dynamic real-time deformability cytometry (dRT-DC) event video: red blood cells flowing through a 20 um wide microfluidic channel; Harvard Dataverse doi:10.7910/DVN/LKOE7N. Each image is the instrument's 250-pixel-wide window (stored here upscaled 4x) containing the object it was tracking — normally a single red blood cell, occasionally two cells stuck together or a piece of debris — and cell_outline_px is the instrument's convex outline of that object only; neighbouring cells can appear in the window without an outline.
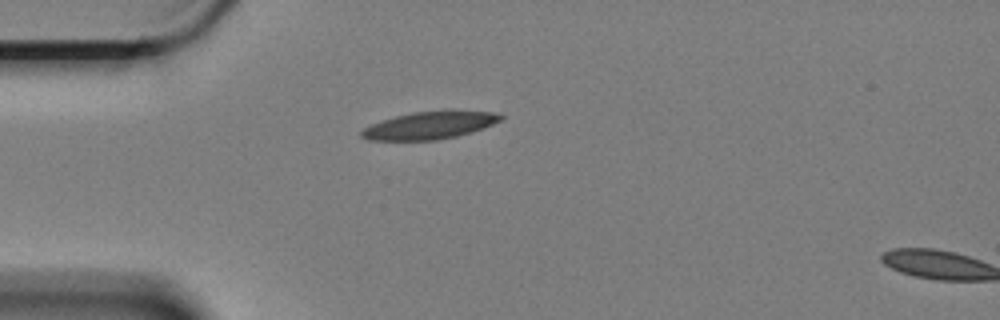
{"species": "Egyptian fruit bat (a non-hibernating species)", "species_latin": "Rousettus aegyptiacus", "temperature_condition": "cold", "stored_images_in_passage": 2, "segment_of_instrument_passage": [1, 2], "camera_frame_rate_fps": 3000, "um_per_image_px": 0.085, "animal": {"sex": "female"}, "frame": {"image": 1, "passage_image": 1, "time_ms": 0.0, "image_size_px": [1000, 320], "cell_outline_px": [[504, 116], [500, 120], [492, 124], [456, 136], [436, 140], [368, 140], [360, 136], [360, 132], [364, 128], [372, 124], [396, 116], [412, 112], [444, 108], [452, 108], [492, 112]], "centroid_in_image_um": [36.53, 10.61], "position_along_channel_um": 48.5, "area_um2": 22.6}}